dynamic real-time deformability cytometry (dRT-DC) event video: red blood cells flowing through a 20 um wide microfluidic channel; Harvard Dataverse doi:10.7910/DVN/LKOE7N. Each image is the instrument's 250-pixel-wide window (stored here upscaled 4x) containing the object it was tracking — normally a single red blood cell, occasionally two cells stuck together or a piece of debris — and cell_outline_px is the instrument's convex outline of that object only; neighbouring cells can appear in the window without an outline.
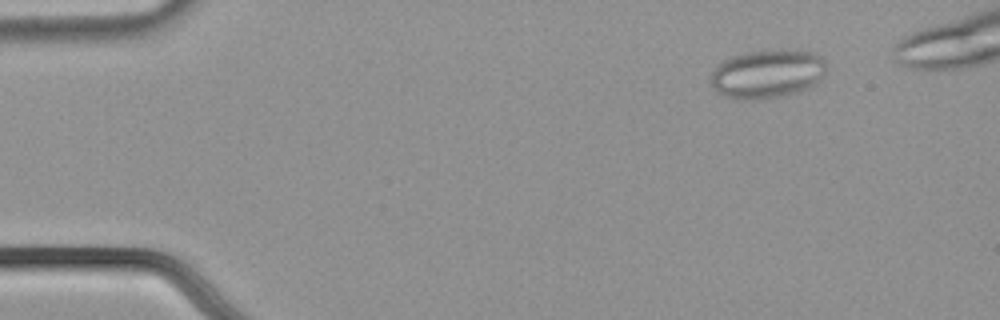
{"species": "common noctule bat (a hibernating species)", "species_latin": "Nyctalus noctula", "temperature_condition": "cold", "stored_images_in_passage": 51, "segment_of_instrument_passage": [1, 2], "camera_frame_rate_fps": 3000, "um_per_image_px": 0.085, "animal": {"sex": "male", "body_mass_g": 21.5, "forearm_length_mm": 52.0}, "frame": {"image": 1, "passage_image": 7, "time_ms": 2.0, "image_size_px": [1000, 320], "cell_outline_px": [[828, 68], [820, 80], [816, 84], [800, 92], [784, 96], [756, 100], [736, 100], [724, 96], [716, 92], [712, 88], [712, 68], [716, 64], [732, 56], [748, 52], [776, 48], [784, 48], [816, 52], [824, 56]], "centroid_in_image_um": [65.27, 6.26], "position_along_channel_um": 19.7, "area_um2": 34.04}}